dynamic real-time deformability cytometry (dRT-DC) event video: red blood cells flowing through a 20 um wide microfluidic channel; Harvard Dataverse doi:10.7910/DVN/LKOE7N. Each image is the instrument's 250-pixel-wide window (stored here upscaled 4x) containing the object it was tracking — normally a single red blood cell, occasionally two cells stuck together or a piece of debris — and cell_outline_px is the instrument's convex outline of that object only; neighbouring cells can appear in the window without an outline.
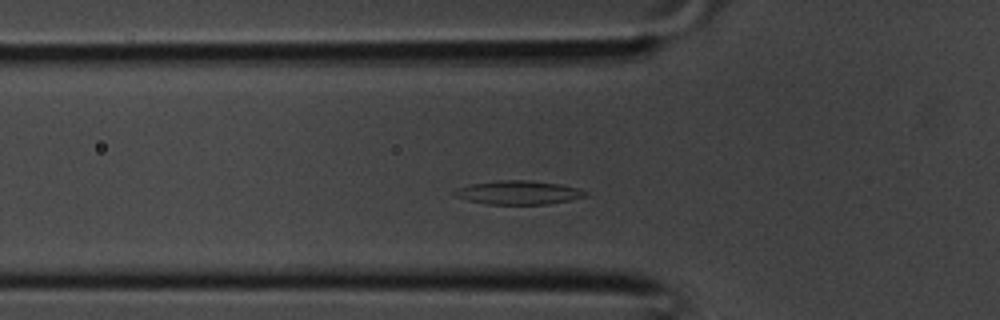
{"species": "common noctule bat (a hibernating species)", "species_latin": "Nyctalus noctula", "temperature_condition": "room temperature", "stored_images_in_passage": 32, "camera_frame_rate_fps": 3000, "um_per_image_px": 0.085, "animal": {"sex": "male", "body_mass_g": 20.1, "forearm_length_mm": 53.5}, "frame": {"image": 1, "passage_image": 6, "time_ms": 1.667, "image_size_px": [1000, 320], "cell_outline_px": [[588, 196], [548, 204], [488, 204], [468, 200], [456, 196], [452, 192], [456, 188], [468, 184], [496, 180], [532, 180], [560, 184], [576, 188], [588, 192]], "centroid_in_image_um": [44.04, 16.35], "position_along_channel_um": 81.8, "area_um2": 18.15}}
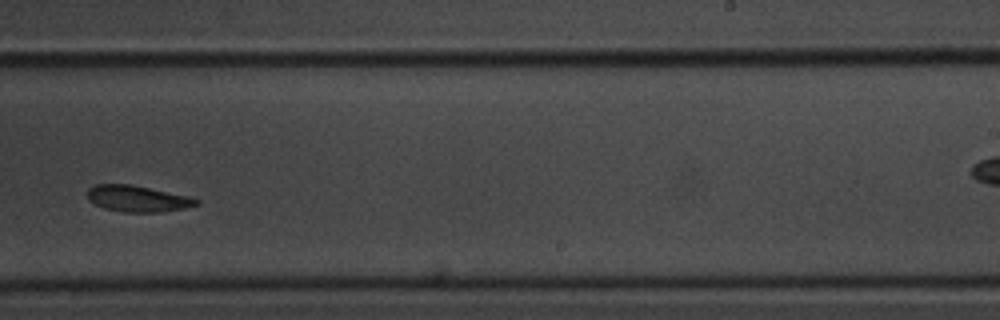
{"frame": {"image": 2, "passage_image": 17, "time_ms": 5.333, "image_size_px": [1000, 320], "cell_outline_px": [[200, 204], [184, 208], [160, 212], [120, 212], [104, 208], [88, 200], [88, 188], [96, 184], [128, 184], [192, 196], [200, 200]], "centroid_in_image_um": [11.73, 16.89], "position_along_channel_um": 277.3, "area_um2": 16.76}}
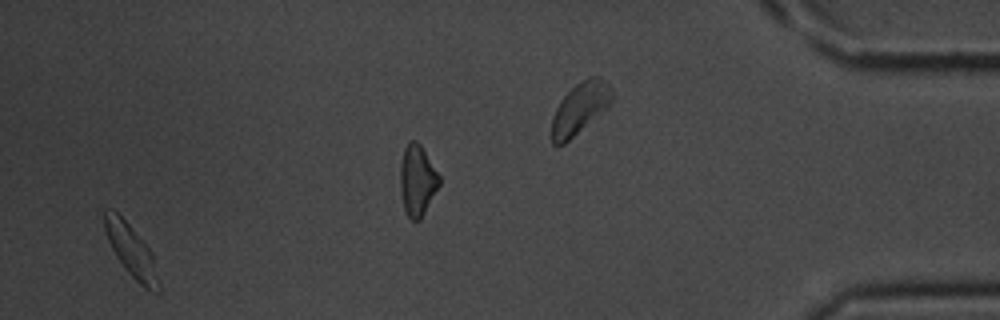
{"frame": {"image": 3, "passage_image": 30, "time_ms": 9.667, "image_size_px": [1000, 320], "cell_outline_px": [[160, 292], [152, 292], [144, 288], [128, 272], [116, 256], [108, 240], [104, 228], [104, 208], [112, 208], [128, 224], [152, 252], [160, 284]], "centroid_in_image_um": [11.16, 21.33], "position_along_channel_um": 424.0, "area_um2": 16.24}}